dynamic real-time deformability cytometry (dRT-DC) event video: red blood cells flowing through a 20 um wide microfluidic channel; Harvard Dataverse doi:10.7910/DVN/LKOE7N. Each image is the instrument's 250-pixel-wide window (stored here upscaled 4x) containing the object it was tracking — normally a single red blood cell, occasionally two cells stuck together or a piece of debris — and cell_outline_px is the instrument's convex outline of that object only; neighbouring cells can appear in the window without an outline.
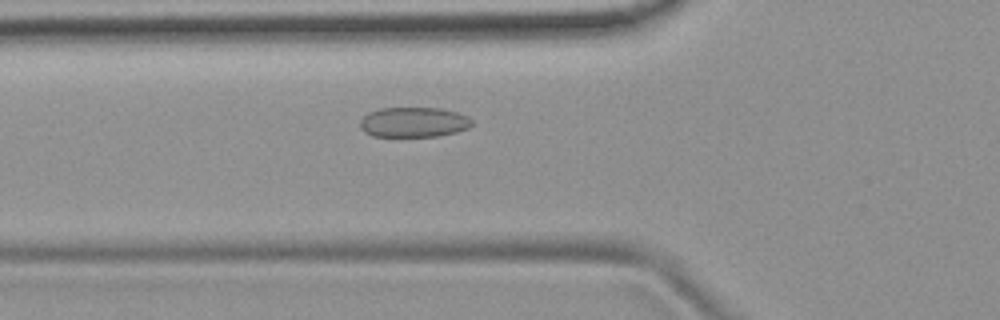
{"species": "common noctule bat (a hibernating species)", "species_latin": "Nyctalus noctula", "temperature_condition": "room temperature", "stored_images_in_passage": 2, "camera_frame_rate_fps": 3000, "um_per_image_px": 0.085, "animal": {"sex": "female", "body_mass_g": 19.9}, "frame": {"image": 1, "passage_image": 2, "time_ms": 2.0, "image_size_px": [1000, 320], "cell_outline_px": [[472, 124], [468, 128], [456, 132], [436, 136], [372, 136], [364, 132], [360, 128], [360, 120], [368, 112], [380, 108], [440, 108], [456, 112], [468, 116], [472, 120]], "centroid_in_image_um": [35.14, 10.38], "position_along_channel_um": 90.7, "area_um2": 19.59}}